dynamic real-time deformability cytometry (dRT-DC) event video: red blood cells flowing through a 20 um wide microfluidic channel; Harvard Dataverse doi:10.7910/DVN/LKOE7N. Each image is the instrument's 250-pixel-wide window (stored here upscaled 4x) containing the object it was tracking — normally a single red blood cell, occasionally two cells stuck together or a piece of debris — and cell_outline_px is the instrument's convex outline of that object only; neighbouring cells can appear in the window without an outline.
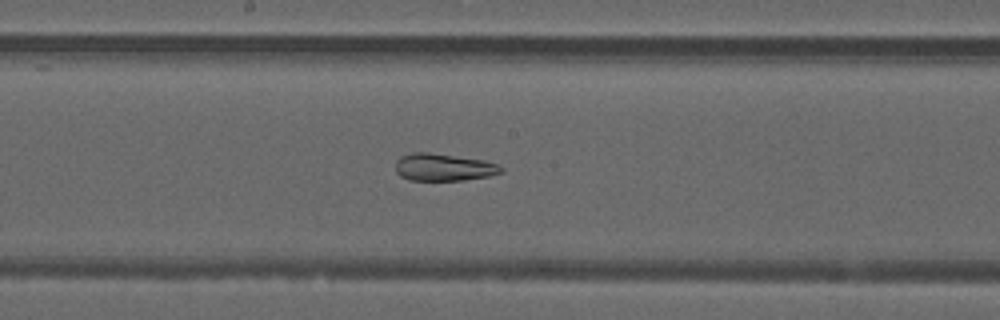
{"species": "common noctule bat (a hibernating species)", "species_latin": "Nyctalus noctula", "temperature_condition": "warm", "stored_images_in_passage": 51, "camera_frame_rate_fps": 3000, "um_per_image_px": 0.085, "animal": {"sex": "male", "forearm_length_mm": 52.5}, "frame": {"image": 1, "passage_image": 27, "time_ms": 8.667, "image_size_px": [1000, 320], "cell_outline_px": [[504, 172], [488, 176], [464, 180], [408, 180], [400, 176], [396, 172], [396, 160], [400, 156], [412, 152], [428, 152], [484, 160], [500, 164], [504, 168]], "centroid_in_image_um": [37.72, 14.21], "position_along_channel_um": 210.5, "area_um2": 16.99}}
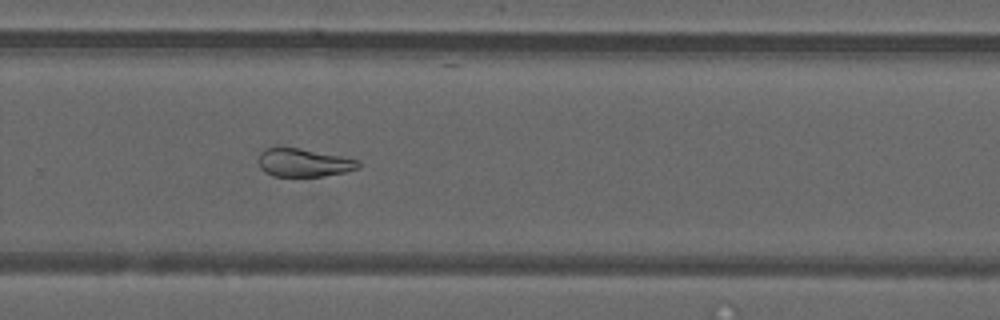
{"frame": {"image": 2, "passage_image": 34, "time_ms": 11.0, "image_size_px": [1000, 320], "cell_outline_px": [[360, 168], [344, 172], [324, 176], [272, 176], [264, 172], [260, 168], [256, 160], [260, 152], [264, 148], [300, 148], [360, 160]], "centroid_in_image_um": [25.78, 13.83], "position_along_channel_um": 304.0, "area_um2": 16.53}}
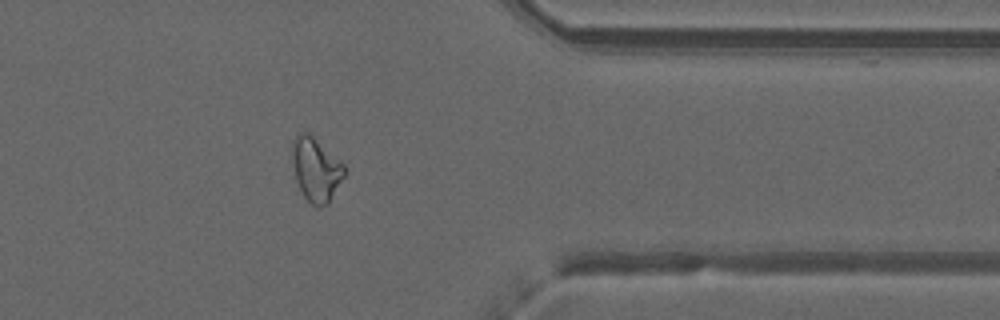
{"frame": {"image": 3, "passage_image": 41, "time_ms": 13.333, "image_size_px": [1000, 320], "cell_outline_px": [[344, 176], [328, 204], [320, 208], [316, 208], [304, 196], [296, 180], [292, 160], [292, 140], [296, 132], [308, 132], [344, 164]], "centroid_in_image_um": [26.83, 14.39], "position_along_channel_um": 384.6, "area_um2": 19.31}, "authors_computed_cell_mechanics": {"area_um2": 21.5594, "velocity_mm_per_s": 4.0218, "shape_relaxation_time_tau1_ms": null, "shape_relaxation_time_tau2_ms": 1.655, "deformation_change_tau1": null, "deformation_change_tau2": 0.0893}}